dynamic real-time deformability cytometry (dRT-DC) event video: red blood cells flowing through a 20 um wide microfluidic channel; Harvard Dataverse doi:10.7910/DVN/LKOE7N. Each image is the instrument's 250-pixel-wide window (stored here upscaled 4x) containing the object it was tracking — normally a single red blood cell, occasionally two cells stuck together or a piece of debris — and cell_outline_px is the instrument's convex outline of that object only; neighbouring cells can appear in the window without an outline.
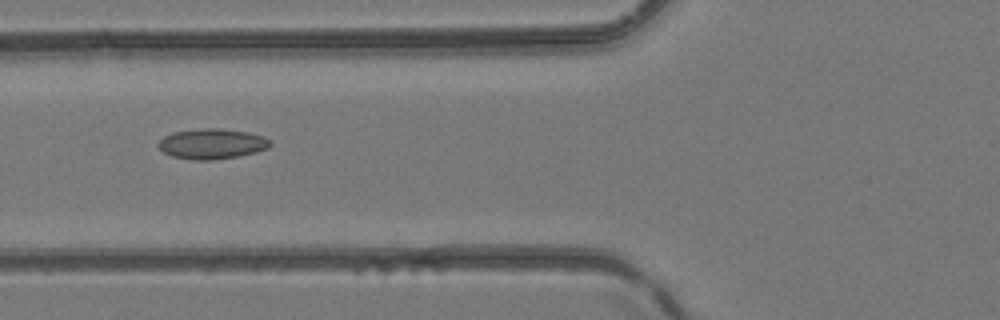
{"species": "common noctule bat (a hibernating species)", "species_latin": "Nyctalus noctula", "temperature_condition": "room temperature", "stored_images_in_passage": 7, "camera_frame_rate_fps": 3000, "um_per_image_px": 0.085, "animal": {"sex": "female", "body_mass_g": 24.6, "forearm_length_mm": 56.2}, "frame": {"image": 1, "passage_image": 6, "time_ms": 1.667, "image_size_px": [1000, 320], "cell_outline_px": [[272, 144], [268, 148], [256, 152], [236, 156], [212, 160], [196, 160], [172, 156], [164, 152], [156, 144], [164, 136], [172, 132], [204, 128], [220, 128], [248, 132], [272, 140]], "centroid_in_image_um": [18.01, 12.22], "position_along_channel_um": 107.8, "area_um2": 19.65}}
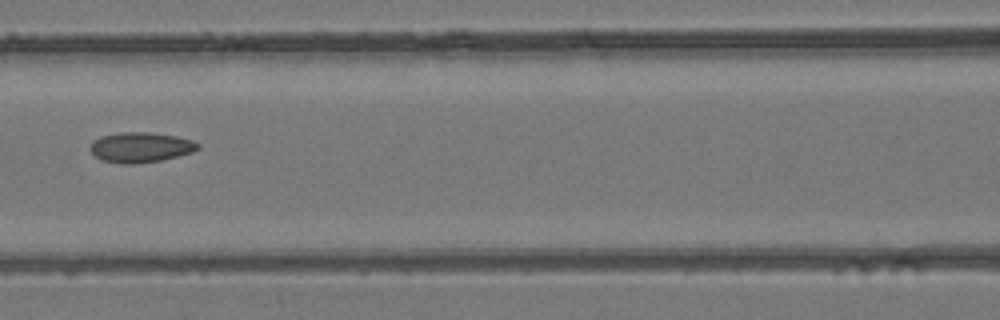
{"frame": {"image": 2, "passage_image": 7, "time_ms": 2.0, "image_size_px": [1000, 320], "cell_outline_px": [[200, 148], [192, 152], [160, 160], [136, 164], [120, 164], [100, 160], [88, 148], [92, 140], [100, 136], [120, 132], [148, 132], [176, 136], [192, 140], [200, 144]], "centroid_in_image_um": [11.9, 12.52], "position_along_channel_um": 154.7, "area_um2": 19.07}}